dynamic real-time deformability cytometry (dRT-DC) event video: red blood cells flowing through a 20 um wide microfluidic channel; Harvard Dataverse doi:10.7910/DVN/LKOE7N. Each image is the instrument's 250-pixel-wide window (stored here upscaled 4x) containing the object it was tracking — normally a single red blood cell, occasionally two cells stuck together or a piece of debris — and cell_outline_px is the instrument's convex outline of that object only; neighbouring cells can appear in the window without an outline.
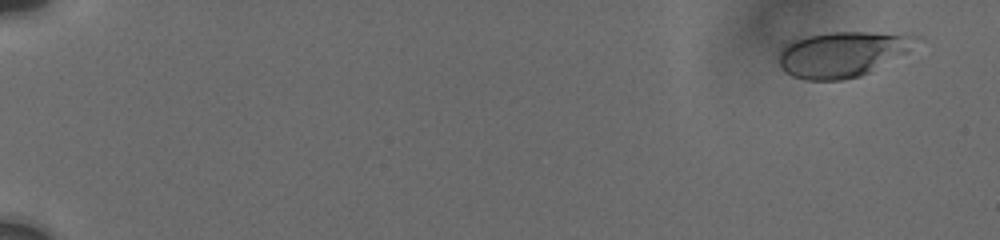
{"species": "human", "species_latin": "Homo sapiens", "temperature_condition": "cold", "stored_images_in_passage": 24, "camera_frame_rate_fps": 3000, "um_per_image_px": 0.085, "donor": {"sex": "male"}, "frame": {"image": 1, "passage_image": 3, "time_ms": 0.667, "image_size_px": [1000, 240], "cell_outline_px": [[924, 40], [908, 52], [860, 76], [844, 80], [804, 80], [792, 76], [784, 72], [780, 68], [780, 52], [792, 40], [808, 36], [828, 32], [868, 32], [924, 36]], "centroid_in_image_um": [71.66, 4.6], "position_along_channel_um": 13.3, "area_um2": 36.41}}
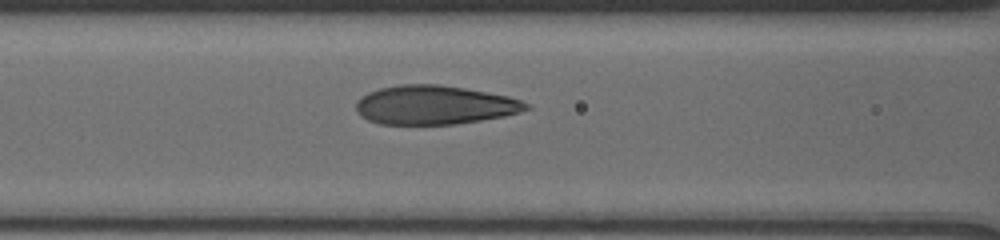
{"frame": {"image": 2, "passage_image": 21, "time_ms": 8.667, "image_size_px": [1000, 240], "cell_outline_px": [[532, 108], [520, 112], [504, 116], [456, 124], [380, 124], [368, 120], [360, 116], [356, 108], [356, 100], [360, 96], [368, 92], [380, 88], [400, 84], [440, 84], [464, 88], [508, 96], [532, 104]], "centroid_in_image_um": [36.93, 8.92], "position_along_channel_um": 129.7, "area_um2": 38.78}}
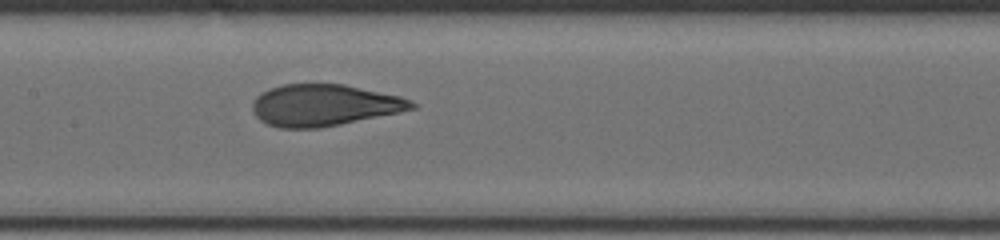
{"frame": {"image": 3, "passage_image": 24, "time_ms": 10.0, "image_size_px": [1000, 240], "cell_outline_px": [[416, 108], [400, 112], [320, 128], [280, 128], [268, 124], [260, 120], [256, 116], [252, 108], [252, 100], [260, 92], [268, 88], [284, 84], [344, 84], [400, 96], [412, 100], [416, 104]], "centroid_in_image_um": [27.53, 8.93], "position_along_channel_um": 179.9, "area_um2": 38.73}}